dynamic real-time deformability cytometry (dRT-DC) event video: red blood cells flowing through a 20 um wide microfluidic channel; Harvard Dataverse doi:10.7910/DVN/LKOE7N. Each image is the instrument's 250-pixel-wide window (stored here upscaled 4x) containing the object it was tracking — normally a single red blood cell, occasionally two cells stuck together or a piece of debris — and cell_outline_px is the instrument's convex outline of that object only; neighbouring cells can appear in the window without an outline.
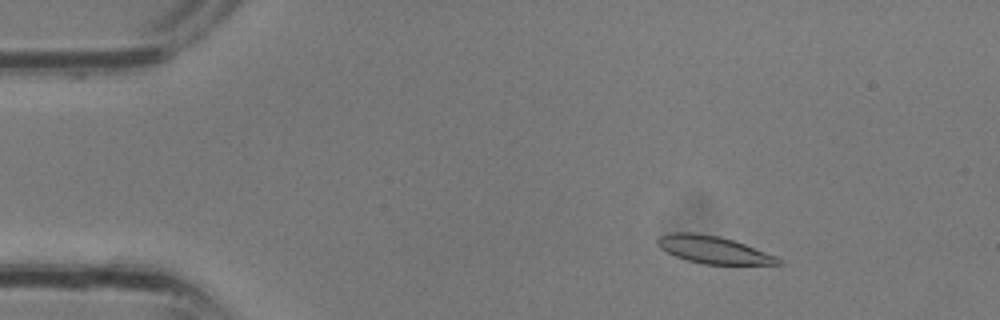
{"species": "common noctule bat (a hibernating species)", "species_latin": "Nyctalus noctula", "temperature_condition": "room temperature", "stored_images_in_passage": 22, "camera_frame_rate_fps": 3000, "um_per_image_px": 0.085, "animal": {"sex": "male", "body_mass_g": 13.3}, "frame": {"image": 1, "passage_image": 4, "time_ms": 1.0, "image_size_px": [1000, 320], "cell_outline_px": [[784, 264], [704, 264], [688, 260], [676, 256], [660, 248], [656, 244], [656, 240], [660, 236], [672, 232], [696, 232], [720, 236], [744, 244], [776, 256], [784, 260]], "centroid_in_image_um": [60.63, 21.22], "position_along_channel_um": 24.4, "area_um2": 19.19}}
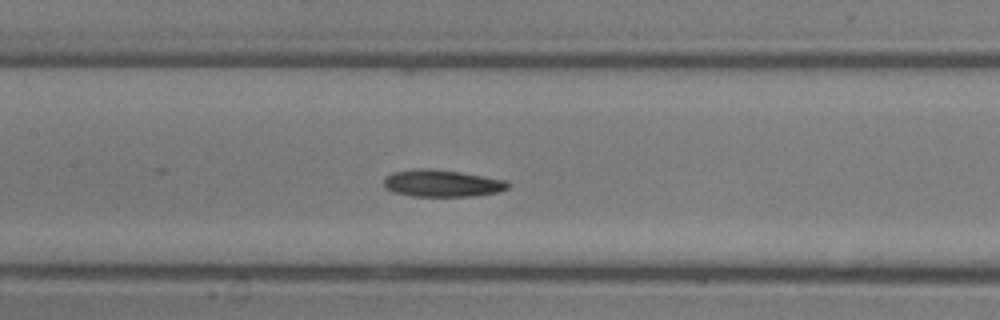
{"frame": {"image": 2, "passage_image": 14, "time_ms": 4.333, "image_size_px": [1000, 320], "cell_outline_px": [[512, 184], [508, 188], [496, 192], [472, 196], [412, 196], [392, 192], [384, 188], [384, 176], [392, 172], [412, 168], [432, 168], [460, 172], [504, 180]], "centroid_in_image_um": [37.5, 15.57], "position_along_channel_um": 169.9, "area_um2": 19.71}}
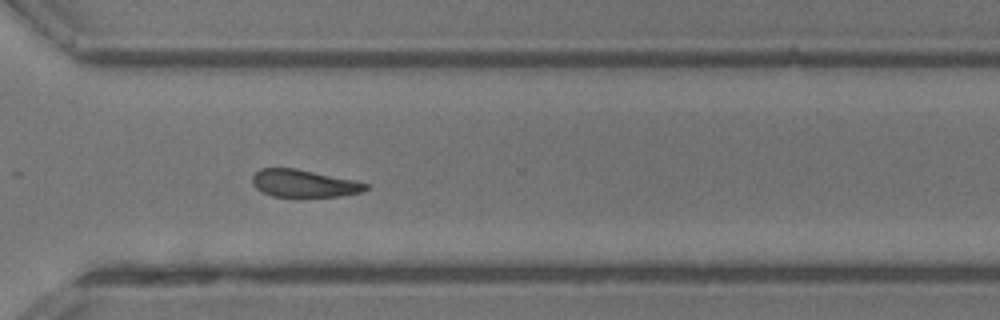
{"frame": {"image": 3, "passage_image": 22, "time_ms": 7.0, "image_size_px": [1000, 320], "cell_outline_px": [[368, 188], [360, 192], [340, 196], [296, 200], [272, 196], [260, 192], [252, 184], [252, 176], [260, 168], [296, 168], [356, 180], [368, 184]], "centroid_in_image_um": [25.8, 15.64], "position_along_channel_um": 344.8, "area_um2": 19.13}}